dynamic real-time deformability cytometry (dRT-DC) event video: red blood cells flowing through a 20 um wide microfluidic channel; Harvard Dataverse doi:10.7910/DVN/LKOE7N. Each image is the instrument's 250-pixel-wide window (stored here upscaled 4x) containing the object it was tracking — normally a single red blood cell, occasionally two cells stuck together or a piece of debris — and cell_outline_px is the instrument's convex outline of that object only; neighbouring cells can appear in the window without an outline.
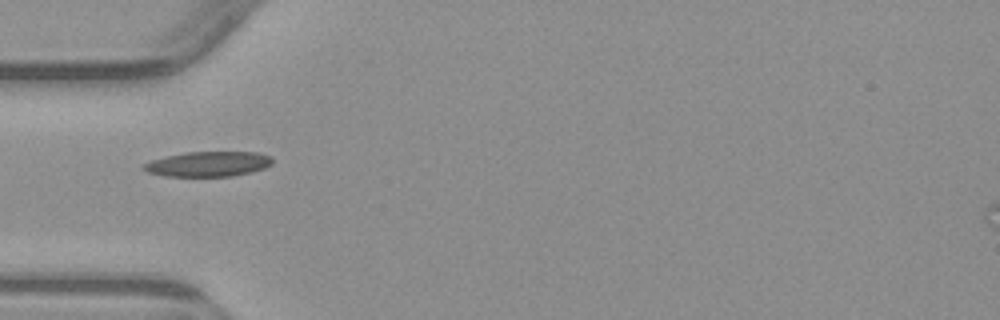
{"species": "common noctule bat (a hibernating species)", "species_latin": "Nyctalus noctula", "temperature_condition": "warm", "stored_images_in_passage": 6, "camera_frame_rate_fps": 3000, "um_per_image_px": 0.085, "animal": {"sex": "male", "body_mass_g": 23.1, "forearm_length_mm": 52.7}, "frame": {"image": 1, "passage_image": 5, "time_ms": 5.0, "image_size_px": [1000, 320], "cell_outline_px": [[272, 164], [264, 168], [252, 172], [232, 176], [164, 176], [148, 172], [140, 168], [144, 164], [152, 160], [184, 152], [256, 152], [272, 156]], "centroid_in_image_um": [17.71, 13.94], "position_along_channel_um": 67.3, "area_um2": 18.79}}
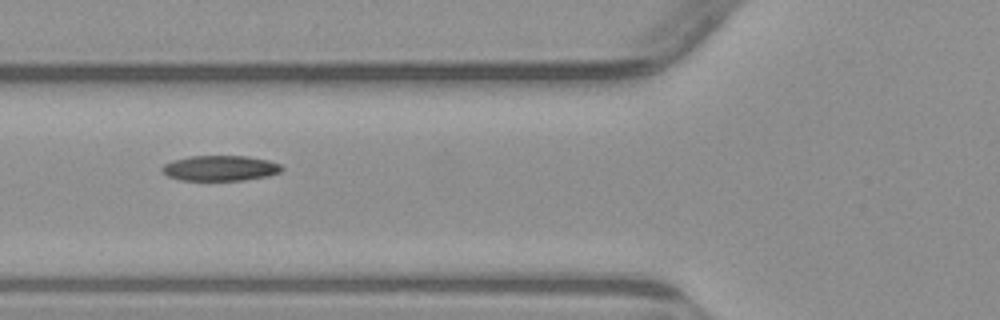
{"frame": {"image": 2, "passage_image": 6, "time_ms": 6.0, "image_size_px": [1000, 320], "cell_outline_px": [[284, 168], [280, 172], [268, 176], [244, 180], [180, 180], [168, 176], [160, 168], [164, 164], [172, 160], [188, 156], [248, 156], [268, 160], [280, 164]], "centroid_in_image_um": [18.72, 14.29], "position_along_channel_um": 107.1, "area_um2": 17.74}}